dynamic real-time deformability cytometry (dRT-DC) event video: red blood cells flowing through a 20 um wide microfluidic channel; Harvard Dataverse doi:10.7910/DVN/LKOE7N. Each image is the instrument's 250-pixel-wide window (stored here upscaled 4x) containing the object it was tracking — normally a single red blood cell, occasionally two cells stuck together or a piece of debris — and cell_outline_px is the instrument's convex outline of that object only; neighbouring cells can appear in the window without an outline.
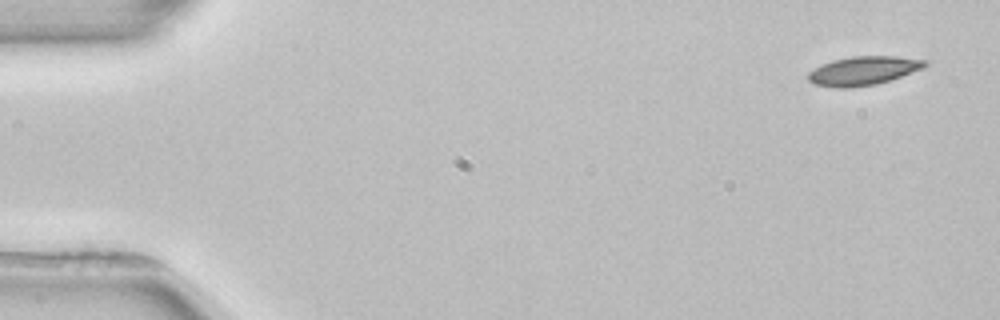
{"species": "common noctule bat (a hibernating species)", "species_latin": "Nyctalus noctula", "temperature_condition": "room temperature", "stored_images_in_passage": 4, "camera_frame_rate_fps": 3000, "um_per_image_px": 0.085, "animal": {"sex": "female", "body_mass_g": 22.7, "forearm_length_mm": 54.2}, "frame": {"image": 1, "passage_image": 1, "time_ms": 0.0, "image_size_px": [1000, 320], "cell_outline_px": [[928, 64], [924, 68], [876, 84], [852, 88], [836, 88], [812, 84], [808, 80], [808, 72], [832, 60], [852, 56], [896, 56], [928, 60]], "centroid_in_image_um": [73.38, 6.01], "position_along_channel_um": 11.6, "area_um2": 19.59}}
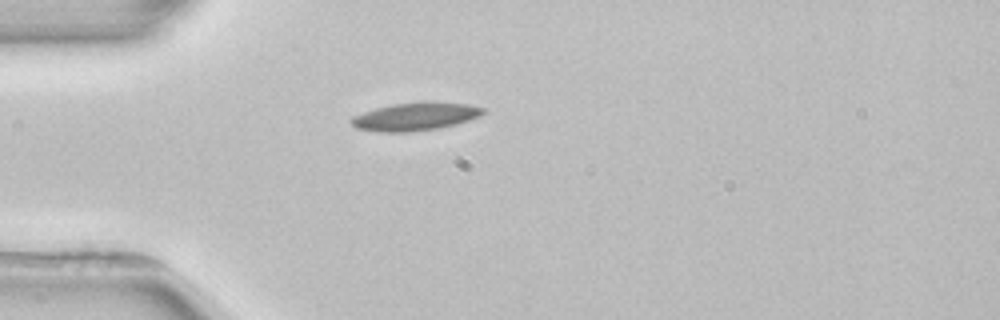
{"frame": {"image": 2, "passage_image": 4, "time_ms": 4.0, "image_size_px": [1000, 320], "cell_outline_px": [[484, 112], [480, 116], [456, 124], [436, 128], [408, 132], [380, 132], [356, 128], [348, 120], [352, 116], [376, 108], [392, 104], [468, 104], [484, 108]], "centroid_in_image_um": [35.22, 9.95], "position_along_channel_um": 49.8, "area_um2": 20.58}}